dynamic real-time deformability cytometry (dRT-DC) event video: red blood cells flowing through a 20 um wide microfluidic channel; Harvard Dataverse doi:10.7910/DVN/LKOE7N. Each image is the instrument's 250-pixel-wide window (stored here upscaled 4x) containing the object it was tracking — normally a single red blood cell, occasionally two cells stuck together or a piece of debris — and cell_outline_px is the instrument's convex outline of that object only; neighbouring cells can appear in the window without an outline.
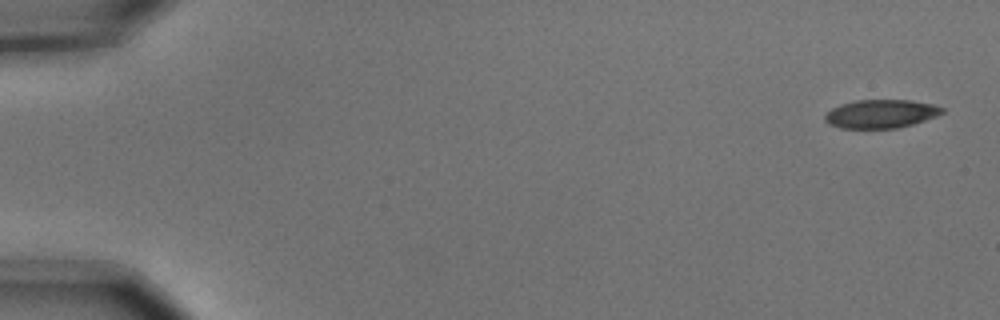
{"species": "common noctule bat (a hibernating species)", "species_latin": "Nyctalus noctula", "temperature_condition": "cold", "stored_images_in_passage": 5, "camera_frame_rate_fps": 3000, "um_per_image_px": 0.085, "animal": {"sex": "male", "body_mass_g": 15.6}, "frame": {"image": 1, "passage_image": 1, "time_ms": 0.0, "image_size_px": [1000, 320], "cell_outline_px": [[944, 112], [936, 116], [912, 124], [896, 128], [840, 128], [828, 124], [824, 120], [824, 116], [832, 108], [840, 104], [856, 100], [912, 100], [936, 104], [944, 108]], "centroid_in_image_um": [74.88, 9.66], "position_along_channel_um": 10.1, "area_um2": 19.54}}
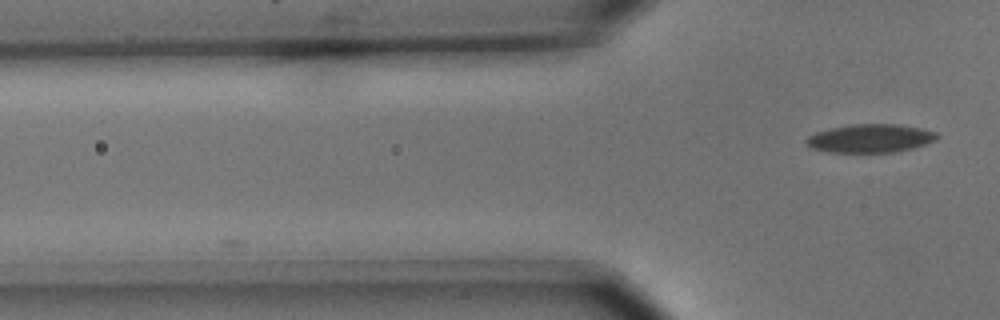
{"frame": {"image": 2, "passage_image": 5, "time_ms": 1.333, "image_size_px": [1000, 320], "cell_outline_px": [[940, 136], [936, 140], [900, 152], [828, 152], [812, 148], [804, 140], [808, 136], [816, 132], [832, 128], [852, 124], [896, 124], [920, 128], [936, 132]], "centroid_in_image_um": [73.99, 11.76], "position_along_channel_um": 51.8, "area_um2": 21.56}}